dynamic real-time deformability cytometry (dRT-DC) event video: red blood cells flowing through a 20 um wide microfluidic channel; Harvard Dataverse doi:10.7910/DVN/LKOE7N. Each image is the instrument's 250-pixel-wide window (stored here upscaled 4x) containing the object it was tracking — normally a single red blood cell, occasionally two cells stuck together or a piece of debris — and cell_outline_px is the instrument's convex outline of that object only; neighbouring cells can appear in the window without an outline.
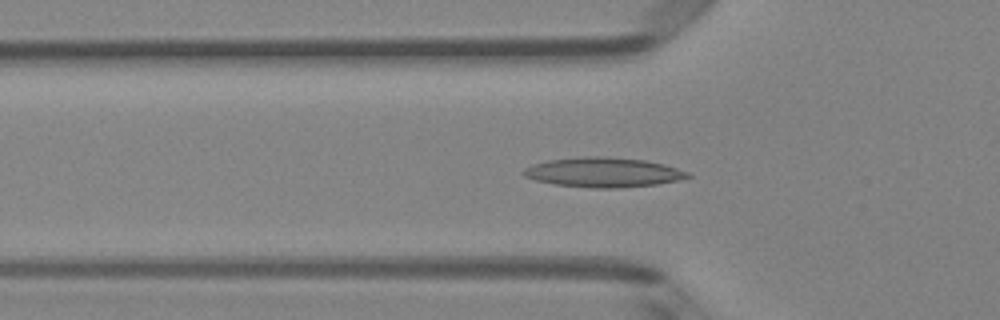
{"species": "Egyptian fruit bat (a non-hibernating species)", "species_latin": "Rousettus aegyptiacus", "temperature_condition": "room temperature", "stored_images_in_passage": 52, "camera_frame_rate_fps": 3000, "um_per_image_px": 0.085, "animal": {"sex": "female"}, "frame": {"image": 1, "passage_image": 17, "time_ms": 5.333, "image_size_px": [1000, 320], "cell_outline_px": [[692, 176], [676, 180], [656, 184], [620, 188], [592, 188], [556, 184], [536, 180], [524, 176], [520, 172], [524, 168], [532, 164], [548, 160], [584, 156], [600, 156], [644, 160], [664, 164], [688, 172]], "centroid_in_image_um": [51.24, 14.64], "position_along_channel_um": 74.6, "area_um2": 28.26}}
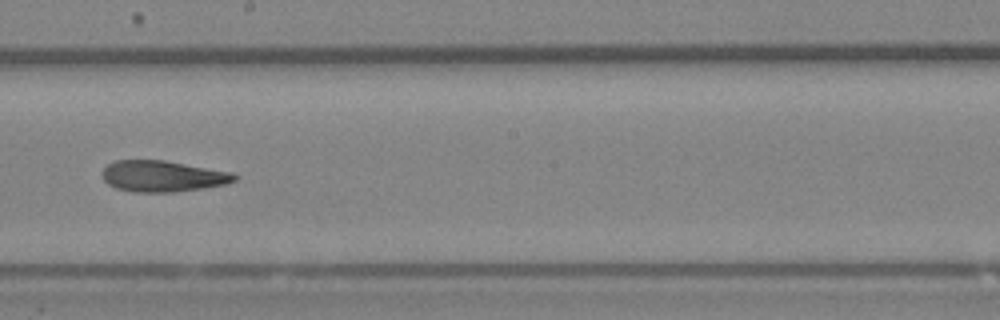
{"frame": {"image": 2, "passage_image": 29, "time_ms": 9.333, "image_size_px": [1000, 320], "cell_outline_px": [[240, 176], [236, 180], [228, 184], [204, 188], [172, 192], [132, 192], [116, 188], [108, 184], [104, 180], [100, 172], [108, 164], [116, 160], [164, 160], [232, 172]], "centroid_in_image_um": [13.84, 14.98], "position_along_channel_um": 234.4, "area_um2": 24.22}}
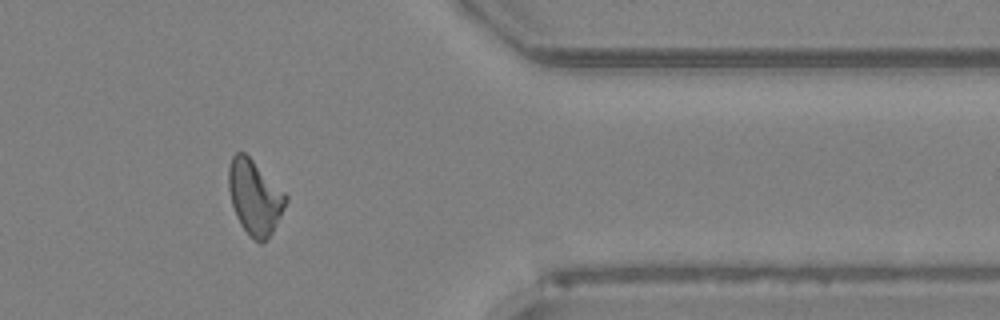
{"frame": {"image": 3, "passage_image": 42, "time_ms": 13.667, "image_size_px": [1000, 320], "cell_outline_px": [[288, 200], [272, 232], [260, 244], [240, 224], [236, 216], [232, 204], [228, 188], [228, 168], [232, 156], [236, 152], [244, 152], [288, 196]], "centroid_in_image_um": [21.63, 16.74], "position_along_channel_um": 389.8, "area_um2": 24.28}, "authors_computed_cell_mechanics": {"area_um2": 24.7384, "velocity_mm_per_s": 4.0001, "shape_relaxation_time_tau1_ms": null, "shape_relaxation_time_tau2_ms": 7.8472, "deformation_change_tau1": null, "deformation_change_tau2": 0.2137}}